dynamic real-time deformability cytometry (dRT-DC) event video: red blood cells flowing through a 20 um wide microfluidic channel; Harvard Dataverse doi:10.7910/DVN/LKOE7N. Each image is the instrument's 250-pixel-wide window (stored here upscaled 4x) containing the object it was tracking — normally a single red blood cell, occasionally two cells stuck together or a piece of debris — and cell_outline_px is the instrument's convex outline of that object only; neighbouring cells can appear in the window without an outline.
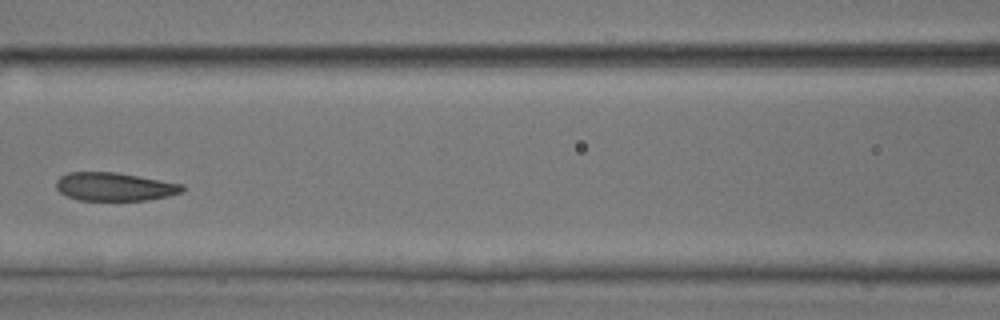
{"species": "common noctule bat (a hibernating species)", "species_latin": "Nyctalus noctula", "temperature_condition": "room temperature", "stored_images_in_passage": 5, "camera_frame_rate_fps": 3000, "um_per_image_px": 0.085, "animal": {"sex": "male", "body_mass_g": 17.9, "forearm_length_mm": 54.2}, "frame": {"image": 1, "passage_image": 5, "time_ms": 4.333, "image_size_px": [1000, 320], "cell_outline_px": [[184, 192], [168, 196], [148, 200], [80, 200], [68, 196], [60, 192], [56, 188], [56, 180], [60, 176], [68, 172], [116, 172], [184, 184]], "centroid_in_image_um": [9.75, 15.86], "position_along_channel_um": 156.8, "area_um2": 20.87}}